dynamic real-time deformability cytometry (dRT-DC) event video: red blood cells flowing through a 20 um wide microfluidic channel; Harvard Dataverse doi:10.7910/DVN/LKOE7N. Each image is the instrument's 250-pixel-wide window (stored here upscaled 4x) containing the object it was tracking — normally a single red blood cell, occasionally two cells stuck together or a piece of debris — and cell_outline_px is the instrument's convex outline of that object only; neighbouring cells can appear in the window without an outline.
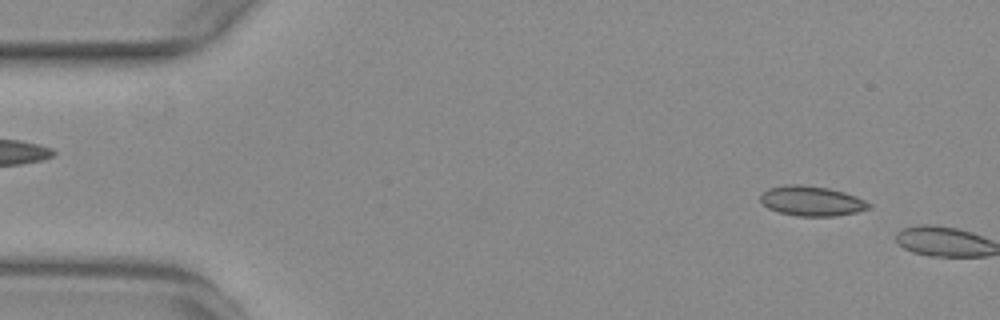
{"species": "common noctule bat (a hibernating species)", "species_latin": "Nyctalus noctula", "temperature_condition": "warm", "stored_images_in_passage": 6, "camera_frame_rate_fps": 3000, "um_per_image_px": 0.085, "animal": {"sex": "female", "body_mass_g": 29.2, "forearm_length_mm": 56.3}, "frame": {"image": 1, "passage_image": 4, "time_ms": 1.0, "image_size_px": [1000, 320], "cell_outline_px": [[872, 204], [868, 208], [856, 212], [836, 216], [796, 216], [780, 212], [768, 208], [760, 200], [760, 196], [768, 188], [788, 184], [800, 184], [828, 188], [844, 192], [856, 196]], "centroid_in_image_um": [68.98, 17.08], "position_along_channel_um": 16.0, "area_um2": 18.79}}